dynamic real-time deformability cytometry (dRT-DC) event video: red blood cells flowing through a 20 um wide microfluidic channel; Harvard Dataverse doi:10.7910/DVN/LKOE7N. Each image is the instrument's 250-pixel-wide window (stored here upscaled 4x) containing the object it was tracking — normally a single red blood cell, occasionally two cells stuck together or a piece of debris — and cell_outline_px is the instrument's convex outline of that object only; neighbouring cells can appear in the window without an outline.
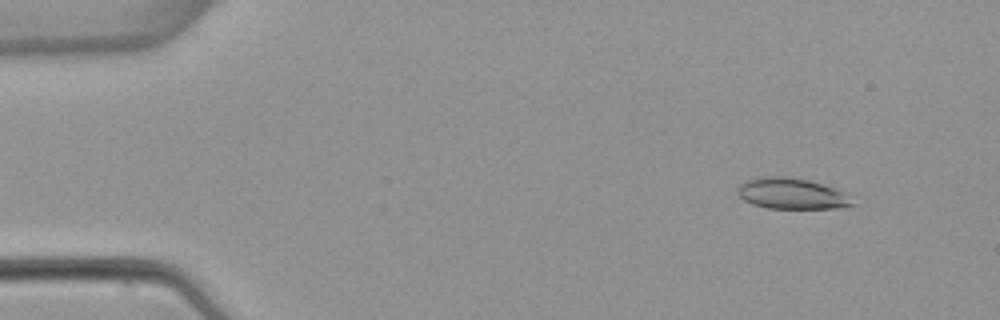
{"species": "common noctule bat (a hibernating species)", "species_latin": "Nyctalus noctula", "temperature_condition": "warm", "stored_images_in_passage": 4, "camera_frame_rate_fps": 3000, "um_per_image_px": 0.085, "animal": {"sex": "female", "body_mass_g": 22.7, "forearm_length_mm": 54.2}, "frame": {"image": 1, "passage_image": 2, "time_ms": 1.0, "image_size_px": [1000, 320], "cell_outline_px": [[856, 204], [832, 208], [768, 208], [752, 204], [744, 200], [736, 192], [736, 188], [740, 184], [748, 180], [764, 176], [784, 176], [808, 180], [848, 192]], "centroid_in_image_um": [67.31, 16.45], "position_along_channel_um": 17.7, "area_um2": 20.75}}
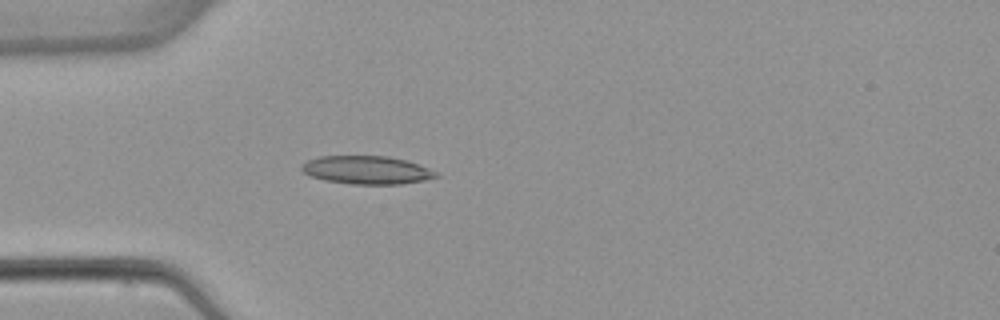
{"frame": {"image": 2, "passage_image": 4, "time_ms": 4.333, "image_size_px": [1000, 320], "cell_outline_px": [[440, 176], [424, 180], [400, 184], [352, 184], [324, 180], [312, 176], [304, 172], [300, 168], [300, 164], [308, 160], [320, 156], [388, 156], [404, 160], [428, 168], [436, 172]], "centroid_in_image_um": [31.14, 14.45], "position_along_channel_um": 53.9, "area_um2": 21.91}}